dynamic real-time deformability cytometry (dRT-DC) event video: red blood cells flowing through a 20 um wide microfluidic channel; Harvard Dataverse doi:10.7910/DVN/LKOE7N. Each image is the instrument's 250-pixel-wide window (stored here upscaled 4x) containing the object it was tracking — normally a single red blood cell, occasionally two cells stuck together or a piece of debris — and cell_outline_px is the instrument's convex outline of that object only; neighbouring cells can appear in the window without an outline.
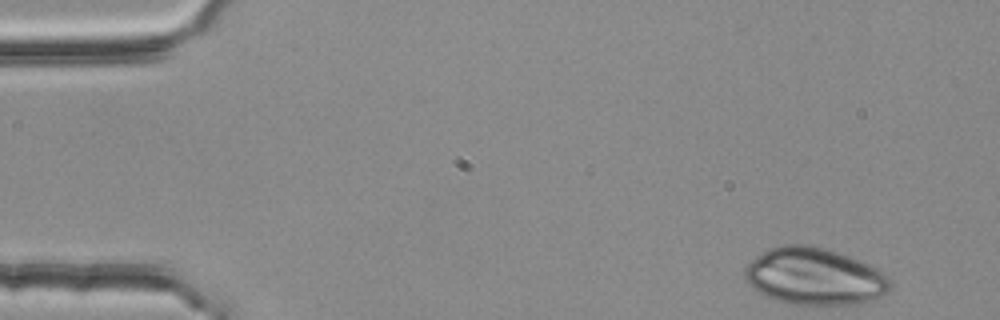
{"species": "common noctule bat (a hibernating species)", "species_latin": "Nyctalus noctula", "temperature_condition": "room temperature", "stored_images_in_passage": 45, "camera_frame_rate_fps": 3000, "um_per_image_px": 0.085, "animal": {"sex": "female", "body_mass_g": 25.1}, "frame": {"image": 1, "passage_image": 1, "time_ms": 0.0, "image_size_px": [1000, 320], "cell_outline_px": [[892, 288], [888, 292], [872, 300], [860, 304], [788, 304], [764, 296], [752, 288], [744, 280], [744, 268], [760, 252], [768, 248], [784, 244], [808, 244], [840, 252], [868, 264], [876, 268], [888, 276], [892, 280]], "centroid_in_image_um": [69.22, 23.49], "position_along_channel_um": 15.8, "area_um2": 48.9}}
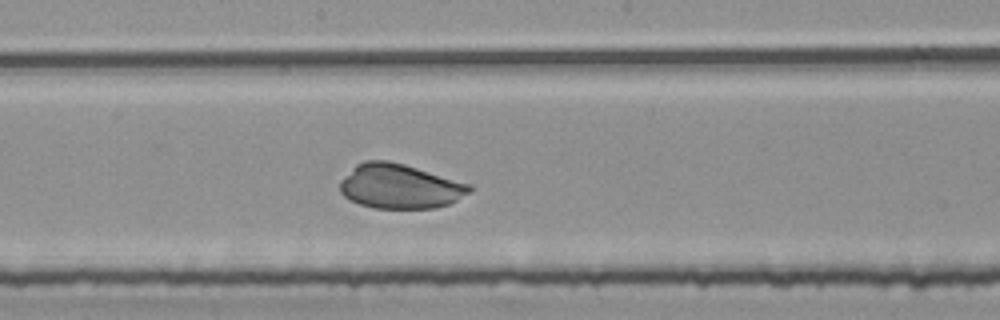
{"frame": {"image": 2, "passage_image": 26, "time_ms": 8.333, "image_size_px": [1000, 320], "cell_outline_px": [[476, 188], [472, 192], [448, 204], [436, 208], [372, 208], [360, 204], [344, 196], [340, 192], [340, 180], [356, 164], [364, 160], [388, 160], [404, 164], [472, 184]], "centroid_in_image_um": [34.01, 15.83], "position_along_channel_um": 214.2, "area_um2": 33.87}}
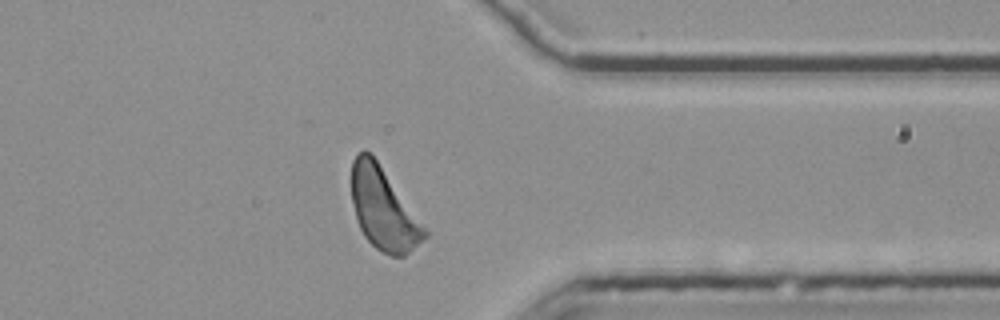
{"frame": {"image": 3, "passage_image": 40, "time_ms": 13.0, "image_size_px": [1000, 320], "cell_outline_px": [[428, 236], [404, 256], [392, 256], [380, 252], [364, 236], [356, 220], [352, 200], [352, 160], [364, 148], [376, 160], [428, 232]], "centroid_in_image_um": [32.57, 17.8], "position_along_channel_um": 378.8, "area_um2": 33.99}}